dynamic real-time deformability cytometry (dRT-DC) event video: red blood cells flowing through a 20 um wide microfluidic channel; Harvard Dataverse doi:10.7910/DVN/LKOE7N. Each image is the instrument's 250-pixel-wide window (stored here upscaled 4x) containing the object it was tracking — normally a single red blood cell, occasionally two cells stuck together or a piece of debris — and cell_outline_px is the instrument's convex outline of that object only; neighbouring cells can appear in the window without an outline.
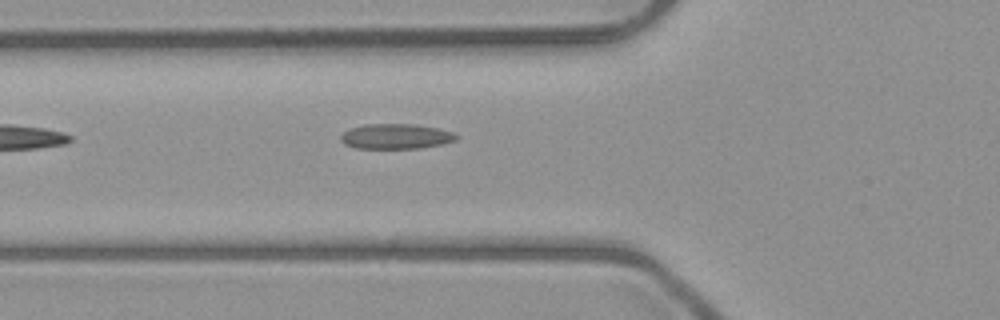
{"species": "common noctule bat (a hibernating species)", "species_latin": "Nyctalus noctula", "temperature_condition": "room temperature", "stored_images_in_passage": 2, "camera_frame_rate_fps": 3000, "um_per_image_px": 0.085, "animal": {"sex": "male", "body_mass_g": 23.1, "forearm_length_mm": 52.7}, "frame": {"image": 1, "passage_image": 2, "time_ms": 1.333, "image_size_px": [1000, 320], "cell_outline_px": [[460, 136], [456, 140], [444, 144], [420, 148], [356, 148], [344, 144], [340, 140], [340, 136], [348, 128], [364, 124], [412, 124], [440, 128], [452, 132]], "centroid_in_image_um": [33.66, 11.59], "position_along_channel_um": 92.1, "area_um2": 17.11}}